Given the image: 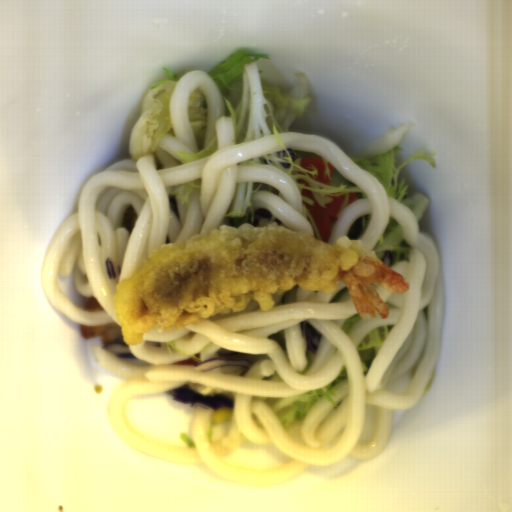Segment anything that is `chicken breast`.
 <instances>
[{"mask_svg": "<svg viewBox=\"0 0 512 512\" xmlns=\"http://www.w3.org/2000/svg\"><path fill=\"white\" fill-rule=\"evenodd\" d=\"M80 334L83 339L91 337L99 338V343L103 345H123L129 343L123 338L121 325H92L79 323Z\"/></svg>", "mask_w": 512, "mask_h": 512, "instance_id": "obj_1", "label": "chicken breast"}]
</instances>
